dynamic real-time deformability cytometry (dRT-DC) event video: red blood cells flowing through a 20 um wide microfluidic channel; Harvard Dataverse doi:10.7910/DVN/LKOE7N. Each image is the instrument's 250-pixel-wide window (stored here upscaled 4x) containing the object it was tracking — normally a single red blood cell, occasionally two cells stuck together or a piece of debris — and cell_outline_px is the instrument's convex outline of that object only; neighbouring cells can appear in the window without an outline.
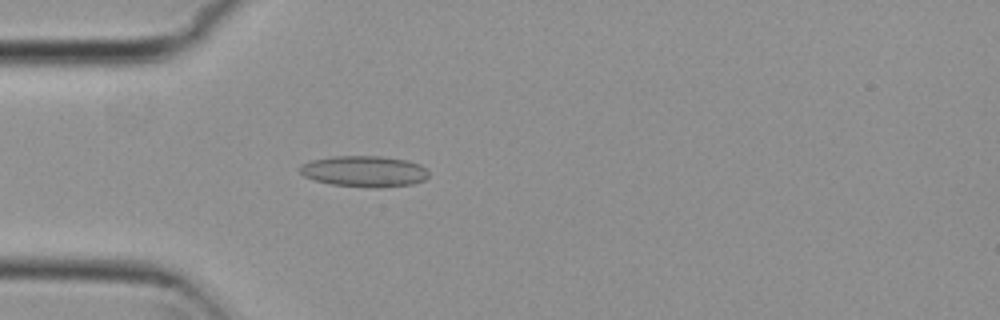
{"species": "common noctule bat (a hibernating species)", "species_latin": "Nyctalus noctula", "temperature_condition": "cold", "stored_images_in_passage": 3, "camera_frame_rate_fps": 3000, "um_per_image_px": 0.085, "animal": {"sex": "female", "body_mass_g": 29.2, "forearm_length_mm": 56.3}, "frame": {"image": 1, "passage_image": 3, "time_ms": 0.667, "image_size_px": [1000, 320], "cell_outline_px": [[428, 176], [424, 180], [412, 184], [380, 188], [372, 188], [332, 184], [316, 180], [304, 176], [300, 172], [300, 164], [312, 160], [332, 156], [380, 156], [408, 160], [420, 164], [428, 172]], "centroid_in_image_um": [30.97, 14.56], "position_along_channel_um": 54.0, "area_um2": 23.35}}